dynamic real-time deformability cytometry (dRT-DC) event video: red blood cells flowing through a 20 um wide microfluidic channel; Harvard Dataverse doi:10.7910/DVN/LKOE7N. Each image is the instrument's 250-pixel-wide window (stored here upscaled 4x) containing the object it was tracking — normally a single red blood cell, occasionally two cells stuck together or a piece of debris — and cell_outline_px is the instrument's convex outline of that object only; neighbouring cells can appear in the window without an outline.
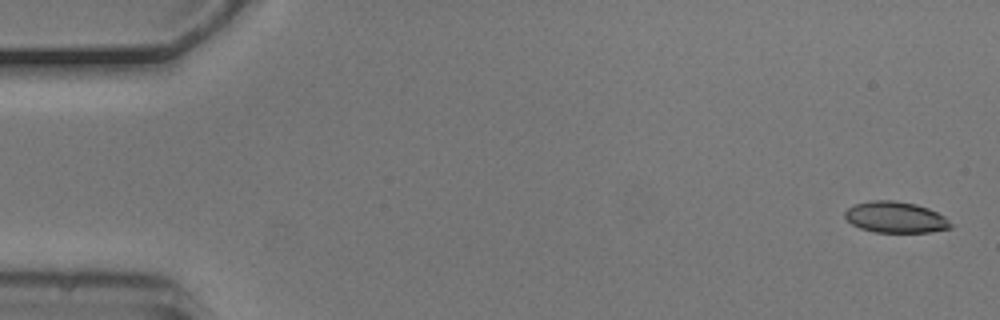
{"species": "common noctule bat (a hibernating species)", "species_latin": "Nyctalus noctula", "temperature_condition": "cold", "stored_images_in_passage": 5, "camera_frame_rate_fps": 3000, "um_per_image_px": 0.085, "animal": {"sex": "male", "body_mass_g": 20.5, "forearm_length_mm": 52.5}, "frame": {"image": 1, "passage_image": 1, "time_ms": 0.0, "image_size_px": [1000, 320], "cell_outline_px": [[952, 228], [928, 232], [876, 232], [860, 228], [852, 224], [844, 216], [844, 212], [848, 208], [856, 204], [872, 200], [892, 200], [916, 204], [928, 208], [944, 216], [952, 224]], "centroid_in_image_um": [76.12, 18.46], "position_along_channel_um": 8.9, "area_um2": 19.07}}
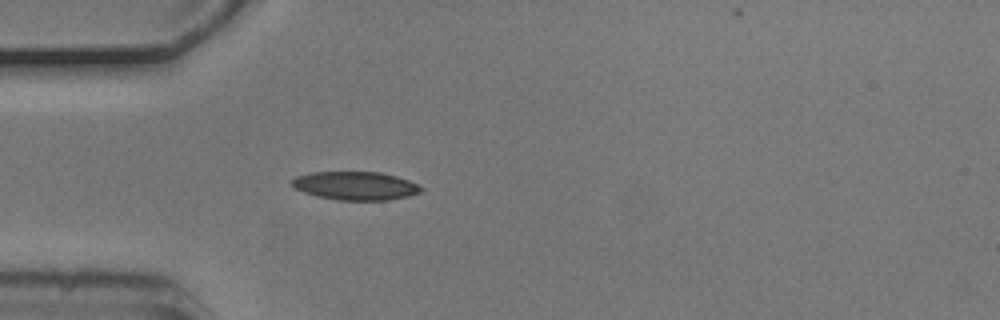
{"frame": {"image": 2, "passage_image": 5, "time_ms": 1.333, "image_size_px": [1000, 320], "cell_outline_px": [[424, 188], [420, 192], [408, 196], [388, 200], [336, 200], [316, 196], [304, 192], [296, 188], [292, 184], [292, 180], [296, 176], [312, 172], [380, 172], [396, 176], [408, 180]], "centroid_in_image_um": [30.22, 15.79], "position_along_channel_um": 54.8, "area_um2": 21.27}}